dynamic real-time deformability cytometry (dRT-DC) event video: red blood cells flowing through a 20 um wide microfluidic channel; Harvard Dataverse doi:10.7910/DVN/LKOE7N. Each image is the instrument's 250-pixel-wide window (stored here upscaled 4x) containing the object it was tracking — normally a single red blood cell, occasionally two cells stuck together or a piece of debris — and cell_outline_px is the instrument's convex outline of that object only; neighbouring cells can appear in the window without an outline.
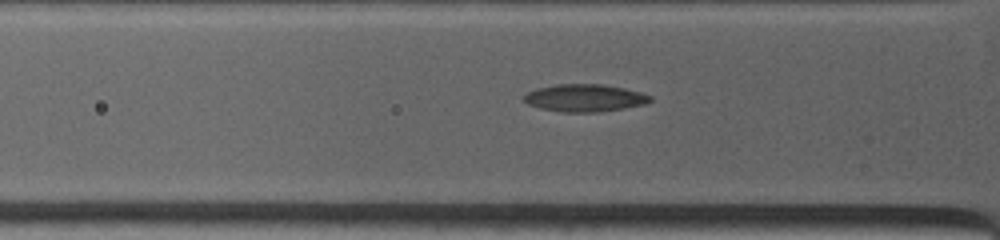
{"species": "common noctule bat (a hibernating species)", "species_latin": "Nyctalus noctula", "temperature_condition": "warm", "stored_images_in_passage": 9, "camera_frame_rate_fps": 4500, "um_per_image_px": 0.085, "animal": {"sex": "female", "body_mass_g": 19.0, "forearm_length_mm": 53.3}, "frame": {"image": 1, "passage_image": 9, "time_ms": 1.556, "image_size_px": [1000, 240], "cell_outline_px": [[652, 100], [644, 104], [624, 108], [596, 112], [560, 112], [540, 108], [528, 104], [524, 100], [524, 96], [528, 92], [536, 88], [556, 84], [604, 84], [624, 88], [640, 92], [652, 96]], "centroid_in_image_um": [49.69, 8.32], "position_along_channel_um": 76.1, "area_um2": 20.17}}